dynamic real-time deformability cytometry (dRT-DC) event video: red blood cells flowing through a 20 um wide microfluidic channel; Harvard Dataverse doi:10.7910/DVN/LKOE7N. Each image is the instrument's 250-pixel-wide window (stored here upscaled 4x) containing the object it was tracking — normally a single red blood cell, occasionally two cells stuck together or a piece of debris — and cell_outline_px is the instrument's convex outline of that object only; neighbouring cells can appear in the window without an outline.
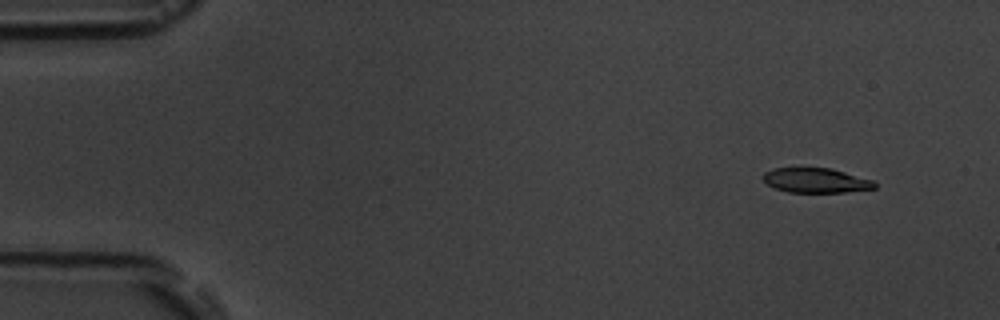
{"species": "common noctule bat (a hibernating species)", "species_latin": "Nyctalus noctula", "temperature_condition": "room temperature", "stored_images_in_passage": 6, "camera_frame_rate_fps": 3000, "um_per_image_px": 0.085, "animal": {"sex": "male", "body_mass_g": 19.5, "forearm_length_mm": 54.6}, "frame": {"image": 1, "passage_image": 1, "time_ms": 0.0, "image_size_px": [1000, 320], "cell_outline_px": [[876, 188], [844, 192], [788, 192], [776, 188], [768, 184], [764, 180], [764, 172], [776, 168], [832, 168], [876, 180]], "centroid_in_image_um": [69.43, 15.33], "position_along_channel_um": 15.6, "area_um2": 16.07}}
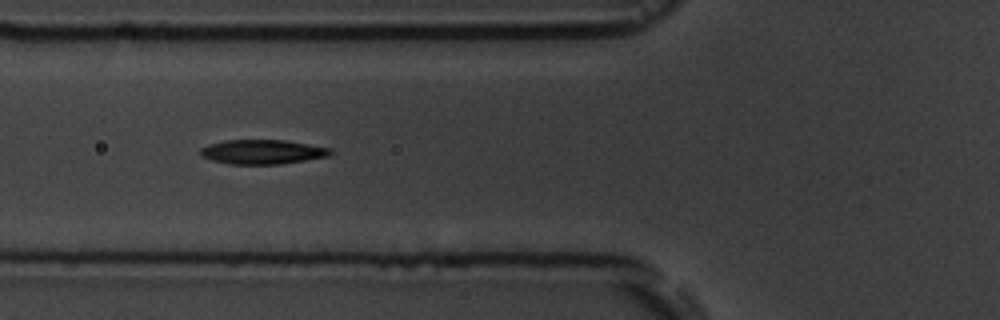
{"frame": {"image": 2, "passage_image": 5, "time_ms": 5.333, "image_size_px": [1000, 320], "cell_outline_px": [[332, 152], [328, 156], [280, 164], [228, 164], [212, 160], [200, 156], [200, 148], [208, 144], [224, 140], [284, 140], [332, 148]], "centroid_in_image_um": [22.27, 12.9], "position_along_channel_um": 103.5, "area_um2": 18.5}}
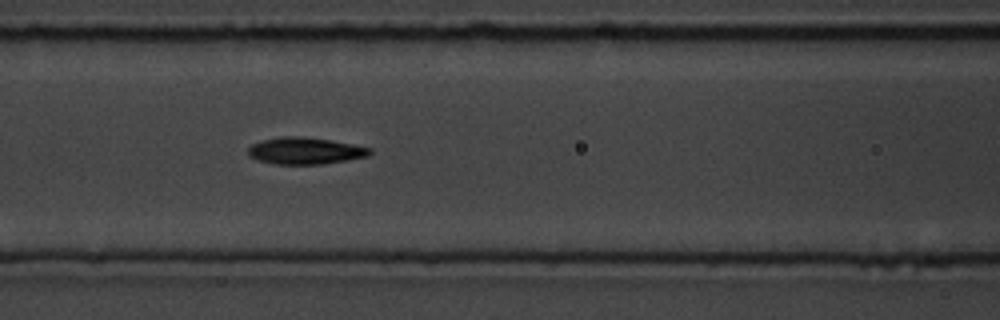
{"frame": {"image": 3, "passage_image": 6, "time_ms": 6.333, "image_size_px": [1000, 320], "cell_outline_px": [[372, 152], [368, 156], [348, 160], [324, 164], [272, 164], [256, 160], [248, 156], [248, 148], [252, 144], [264, 140], [280, 136], [296, 136], [328, 140], [352, 144], [372, 148]], "centroid_in_image_um": [25.92, 12.83], "position_along_channel_um": 140.7, "area_um2": 19.02}}